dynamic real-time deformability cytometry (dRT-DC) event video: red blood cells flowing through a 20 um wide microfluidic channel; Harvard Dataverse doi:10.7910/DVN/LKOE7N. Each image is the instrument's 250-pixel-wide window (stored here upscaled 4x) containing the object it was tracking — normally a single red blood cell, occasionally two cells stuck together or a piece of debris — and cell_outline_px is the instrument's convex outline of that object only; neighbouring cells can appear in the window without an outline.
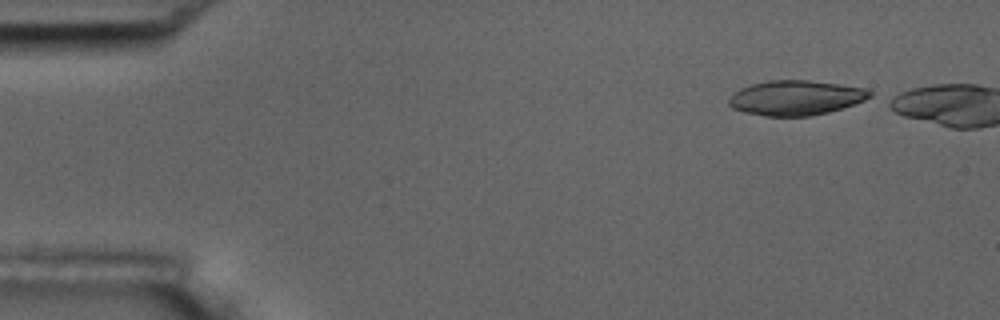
{"species": "common noctule bat (a hibernating species)", "species_latin": "Nyctalus noctula", "temperature_condition": "room temperature", "stored_images_in_passage": 2, "camera_frame_rate_fps": 3000, "um_per_image_px": 0.085, "animal": {"sex": "male", "body_mass_g": 17.5, "forearm_length_mm": 52.3}, "frame": {"image": 1, "passage_image": 1, "time_ms": 0.0, "image_size_px": [1000, 320], "cell_outline_px": [[872, 96], [864, 100], [828, 112], [812, 116], [764, 116], [744, 112], [732, 108], [728, 104], [728, 100], [740, 88], [752, 84], [768, 80], [808, 80], [864, 88], [872, 92]], "centroid_in_image_um": [67.61, 8.31], "position_along_channel_um": 17.4, "area_um2": 28.32}}